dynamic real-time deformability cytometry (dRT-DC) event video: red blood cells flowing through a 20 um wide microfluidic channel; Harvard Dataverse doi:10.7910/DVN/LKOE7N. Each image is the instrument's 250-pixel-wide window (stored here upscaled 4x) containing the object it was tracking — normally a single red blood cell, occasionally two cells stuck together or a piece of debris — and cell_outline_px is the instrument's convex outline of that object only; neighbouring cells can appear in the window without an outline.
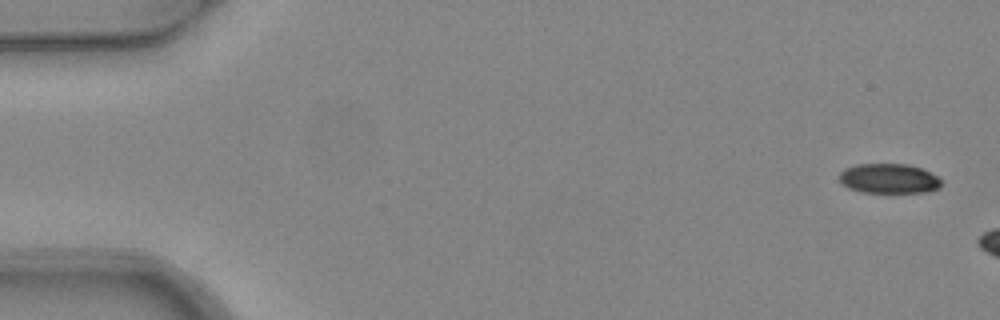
{"species": "common noctule bat (a hibernating species)", "species_latin": "Nyctalus noctula", "temperature_condition": "warm", "stored_images_in_passage": 4, "camera_frame_rate_fps": 3000, "um_per_image_px": 0.085, "animal": {"sex": "female", "body_mass_g": 24.6, "forearm_length_mm": 56.2}, "frame": {"image": 1, "passage_image": 1, "time_ms": 0.0, "image_size_px": [1000, 320], "cell_outline_px": [[940, 188], [924, 192], [860, 192], [848, 188], [840, 180], [840, 172], [844, 168], [856, 164], [908, 164], [920, 168], [936, 176], [940, 180]], "centroid_in_image_um": [75.52, 15.17], "position_along_channel_um": 9.5, "area_um2": 17.51}}